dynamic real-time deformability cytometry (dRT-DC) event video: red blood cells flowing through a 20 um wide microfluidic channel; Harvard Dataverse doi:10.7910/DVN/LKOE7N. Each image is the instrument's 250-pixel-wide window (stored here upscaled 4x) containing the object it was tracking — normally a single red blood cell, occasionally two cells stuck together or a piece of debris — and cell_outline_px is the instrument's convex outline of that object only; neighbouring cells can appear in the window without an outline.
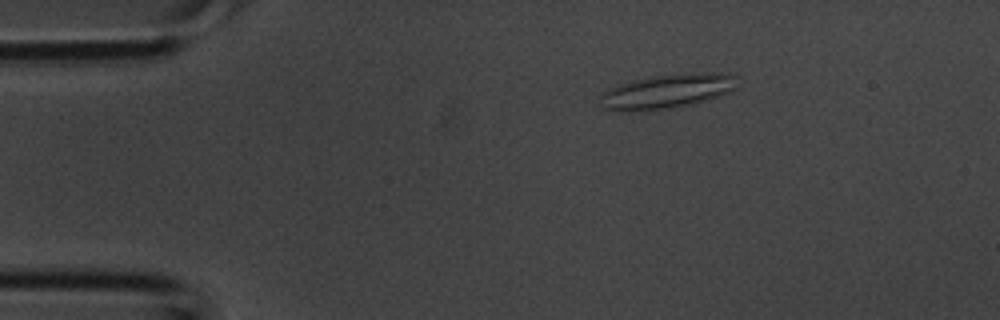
{"species": "common noctule bat (a hibernating species)", "species_latin": "Nyctalus noctula", "temperature_condition": "room temperature", "stored_images_in_passage": 35, "camera_frame_rate_fps": 3000, "um_per_image_px": 0.085, "animal": {"sex": "male", "body_mass_g": 20.1, "forearm_length_mm": 53.5}, "frame": {"image": 1, "passage_image": 3, "time_ms": 0.667, "image_size_px": [1000, 320], "cell_outline_px": [[736, 88], [732, 92], [696, 104], [668, 108], [600, 108], [600, 92], [620, 84], [636, 80], [656, 76], [708, 72], [712, 72], [736, 76]], "centroid_in_image_um": [56.8, 7.73], "position_along_channel_um": 28.2, "area_um2": 26.41}}
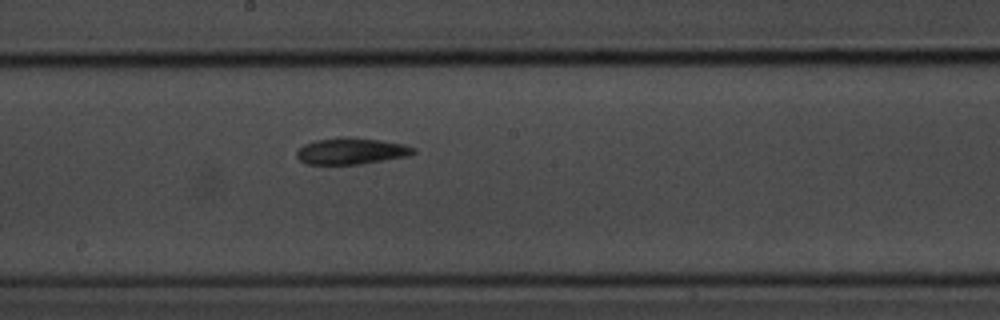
{"frame": {"image": 2, "passage_image": 17, "time_ms": 5.333, "image_size_px": [1000, 320], "cell_outline_px": [[416, 152], [412, 156], [360, 164], [308, 164], [300, 160], [296, 156], [296, 152], [304, 144], [316, 140], [336, 136], [348, 136], [380, 140], [404, 144], [416, 148]], "centroid_in_image_um": [29.9, 12.83], "position_along_channel_um": 218.3, "area_um2": 18.32}}
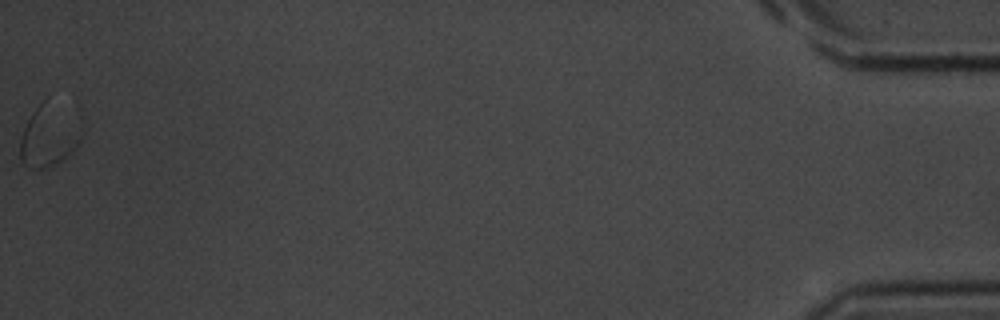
{"frame": {"image": 3, "passage_image": 35, "time_ms": 11.333, "image_size_px": [1000, 320], "cell_outline_px": [[80, 140], [60, 160], [48, 168], [32, 168], [24, 164], [20, 160], [20, 140], [24, 128], [32, 112], [48, 96], [80, 136]], "centroid_in_image_um": [3.96, 11.63], "position_along_channel_um": 431.2, "area_um2": 19.94}}